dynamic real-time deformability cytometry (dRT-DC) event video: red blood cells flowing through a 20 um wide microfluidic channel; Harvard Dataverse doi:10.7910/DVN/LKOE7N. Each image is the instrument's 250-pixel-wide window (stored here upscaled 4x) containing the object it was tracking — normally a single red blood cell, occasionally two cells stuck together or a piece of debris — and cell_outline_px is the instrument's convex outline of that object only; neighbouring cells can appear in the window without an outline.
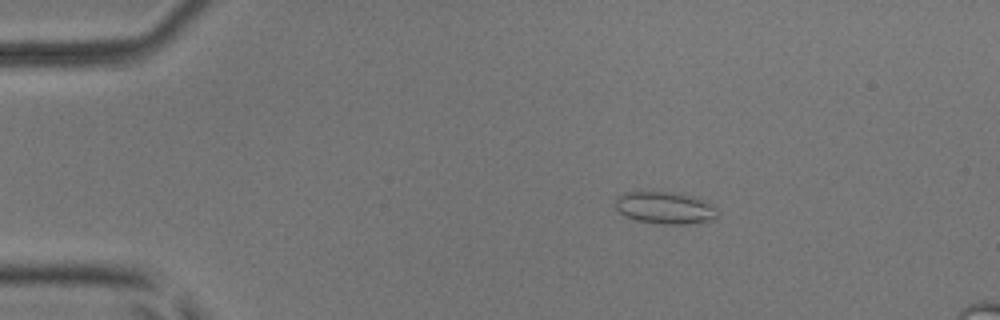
{"species": "common noctule bat (a hibernating species)", "species_latin": "Nyctalus noctula", "temperature_condition": "room temperature", "stored_images_in_passage": 43, "camera_frame_rate_fps": 3000, "um_per_image_px": 0.085, "animal": {"sex": "male", "body_mass_g": 17.9, "forearm_length_mm": 54.2}, "frame": {"image": 1, "passage_image": 1, "time_ms": 0.0, "image_size_px": [1000, 320], "cell_outline_px": [[720, 212], [716, 220], [692, 224], [664, 224], [636, 220], [624, 216], [616, 208], [616, 196], [624, 192], [680, 192], [696, 196], [712, 204]], "centroid_in_image_um": [56.6, 17.66], "position_along_channel_um": 28.4, "area_um2": 19.65}}
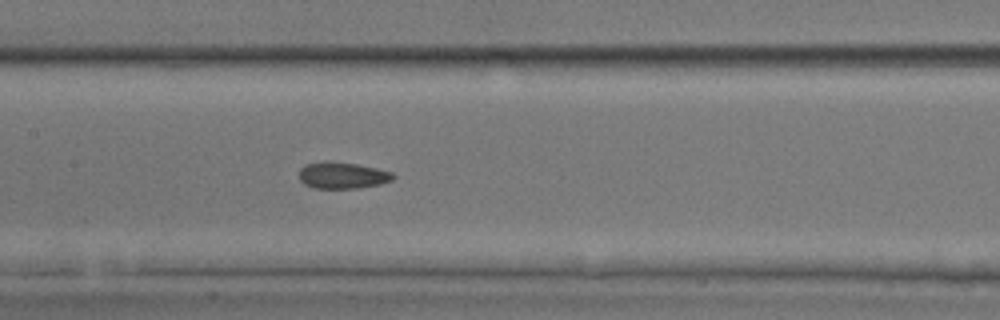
{"frame": {"image": 2, "passage_image": 17, "time_ms": 5.333, "image_size_px": [1000, 320], "cell_outline_px": [[396, 176], [392, 180], [380, 184], [356, 188], [312, 188], [304, 184], [300, 180], [300, 168], [304, 164], [328, 160], [356, 164], [376, 168], [392, 172]], "centroid_in_image_um": [29.08, 14.89], "position_along_channel_um": 178.3, "area_um2": 14.62}}
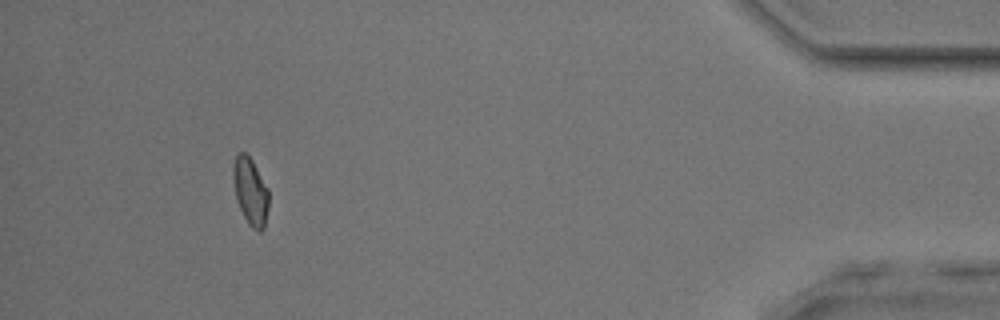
{"frame": {"image": 3, "passage_image": 39, "time_ms": 12.667, "image_size_px": [1000, 320], "cell_outline_px": [[268, 208], [264, 228], [260, 232], [252, 228], [248, 224], [240, 208], [236, 196], [232, 176], [232, 168], [236, 156], [240, 152], [244, 152], [252, 160], [268, 188]], "centroid_in_image_um": [21.29, 16.27], "position_along_channel_um": 413.9, "area_um2": 13.81}, "authors_computed_cell_mechanics": {"area_um2": 14.2766, "velocity_mm_per_s": 4.0507, "shape_relaxation_time_tau1_ms": 10.9633, "shape_relaxation_time_tau2_ms": 1.7506, "deformation_change_tau1": 0.1667, "deformation_change_tau2": 0.0723}}